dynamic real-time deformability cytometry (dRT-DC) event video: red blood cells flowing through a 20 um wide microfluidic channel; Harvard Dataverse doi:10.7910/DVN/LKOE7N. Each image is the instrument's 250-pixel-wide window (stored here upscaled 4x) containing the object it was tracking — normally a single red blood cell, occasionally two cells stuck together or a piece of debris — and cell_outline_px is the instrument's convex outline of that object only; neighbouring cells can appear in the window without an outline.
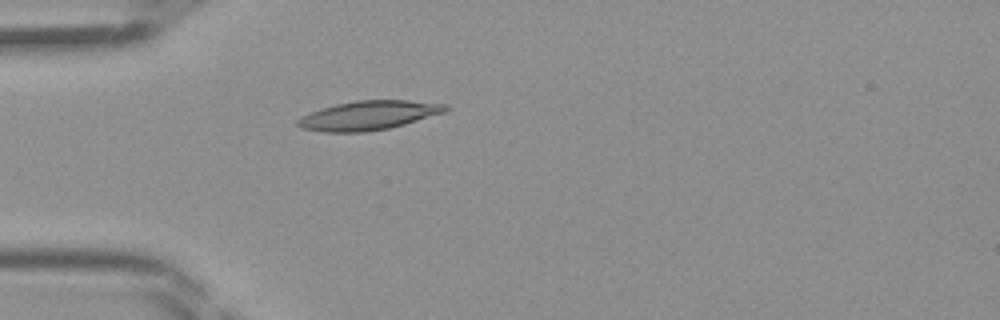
{"species": "Egyptian fruit bat (a non-hibernating species)", "species_latin": "Rousettus aegyptiacus", "temperature_condition": "room temperature", "stored_images_in_passage": 45, "camera_frame_rate_fps": 3000, "um_per_image_px": 0.085, "frame": {"image": 1, "passage_image": 13, "time_ms": 4.0, "image_size_px": [1000, 320], "cell_outline_px": [[452, 108], [444, 112], [404, 124], [388, 128], [364, 132], [324, 132], [300, 128], [296, 124], [296, 120], [300, 116], [320, 108], [336, 104], [356, 100], [408, 100], [448, 104]], "centroid_in_image_um": [31.3, 9.8], "position_along_channel_um": 53.7, "area_um2": 25.2}}
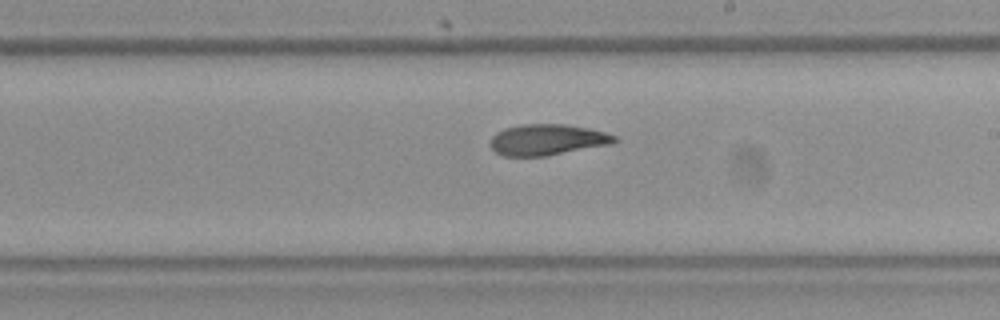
{"frame": {"image": 2, "passage_image": 26, "time_ms": 8.333, "image_size_px": [1000, 320], "cell_outline_px": [[620, 140], [612, 144], [548, 156], [504, 156], [496, 152], [492, 148], [492, 136], [496, 132], [504, 128], [524, 124], [568, 124], [588, 128], [604, 132], [616, 136]], "centroid_in_image_um": [46.56, 11.88], "position_along_channel_um": 242.4, "area_um2": 22.54}}
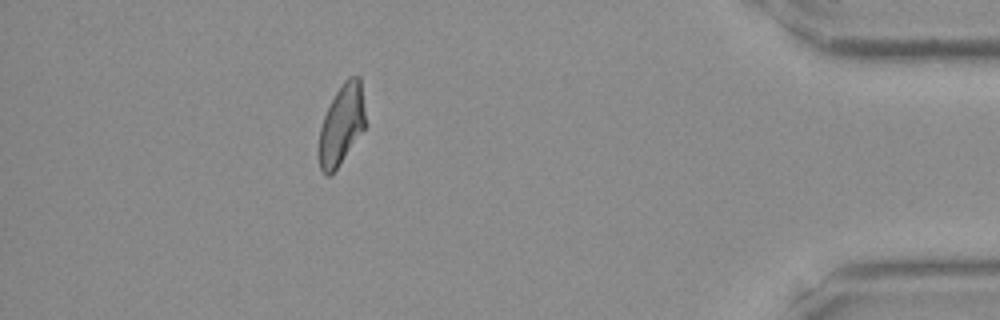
{"frame": {"image": 3, "passage_image": 40, "time_ms": 13.0, "image_size_px": [1000, 320], "cell_outline_px": [[364, 128], [336, 168], [328, 176], [324, 176], [320, 168], [320, 128], [324, 116], [336, 92], [344, 80], [348, 76], [360, 76], [364, 108]], "centroid_in_image_um": [29.03, 10.55], "position_along_channel_um": 406.2, "area_um2": 20.92}}